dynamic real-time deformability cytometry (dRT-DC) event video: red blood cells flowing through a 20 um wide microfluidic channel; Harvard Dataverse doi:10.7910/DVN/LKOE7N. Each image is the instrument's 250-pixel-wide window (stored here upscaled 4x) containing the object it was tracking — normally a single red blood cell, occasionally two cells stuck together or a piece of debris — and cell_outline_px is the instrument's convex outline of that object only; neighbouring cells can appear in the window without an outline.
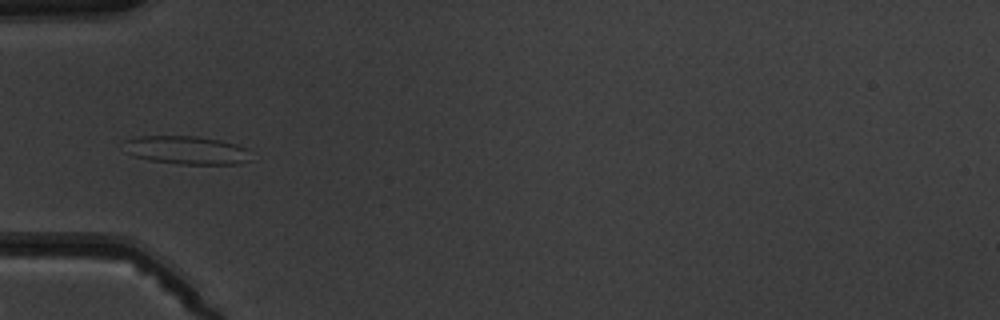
{"species": "common noctule bat (a hibernating species)", "species_latin": "Nyctalus noctula", "temperature_condition": "warm", "stored_images_in_passage": 3, "camera_frame_rate_fps": 3000, "um_per_image_px": 0.085, "animal": {"sex": "male", "body_mass_g": 19.5, "forearm_length_mm": 54.6}, "frame": {"image": 1, "passage_image": 3, "time_ms": 2.333, "image_size_px": [1000, 320], "cell_outline_px": [[252, 160], [240, 164], [176, 164], [148, 160], [132, 156], [128, 152], [124, 140], [136, 136], [200, 136], [220, 140], [236, 144], [248, 148]], "centroid_in_image_um": [15.9, 12.76], "position_along_channel_um": 69.1, "area_um2": 21.27}}